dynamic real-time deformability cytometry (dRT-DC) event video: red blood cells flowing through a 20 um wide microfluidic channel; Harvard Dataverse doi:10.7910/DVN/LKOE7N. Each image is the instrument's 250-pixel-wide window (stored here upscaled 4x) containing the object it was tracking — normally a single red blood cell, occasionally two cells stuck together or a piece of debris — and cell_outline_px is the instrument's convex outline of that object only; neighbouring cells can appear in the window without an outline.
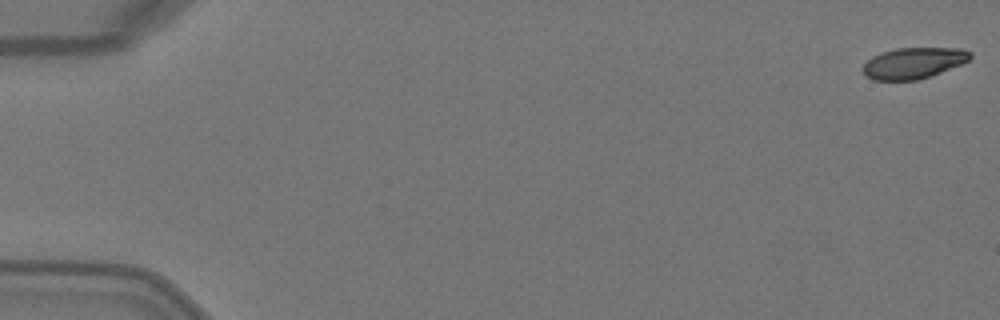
{"species": "Egyptian fruit bat (a non-hibernating species)", "species_latin": "Rousettus aegyptiacus", "temperature_condition": "warm", "stored_images_in_passage": 5, "camera_frame_rate_fps": 3000, "um_per_image_px": 0.085, "animal": {"sex": "female"}, "frame": {"image": 1, "passage_image": 1, "time_ms": 0.0, "image_size_px": [1000, 320], "cell_outline_px": [[972, 56], [968, 60], [960, 64], [940, 72], [916, 80], [872, 80], [864, 72], [864, 64], [872, 56], [880, 52], [896, 48], [960, 48], [972, 52]], "centroid_in_image_um": [77.64, 5.34], "position_along_channel_um": 7.4, "area_um2": 19.19}}
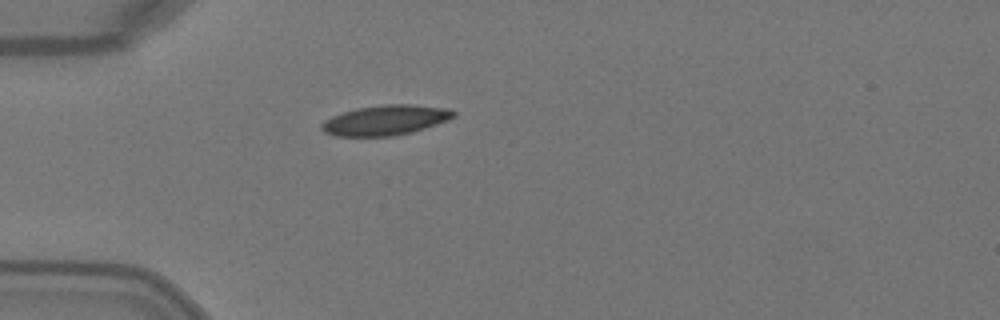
{"frame": {"image": 2, "passage_image": 5, "time_ms": 1.333, "image_size_px": [1000, 320], "cell_outline_px": [[456, 116], [448, 120], [412, 132], [392, 136], [336, 136], [324, 132], [320, 128], [320, 124], [324, 120], [332, 116], [356, 108], [384, 104], [408, 104], [448, 108], [456, 112]], "centroid_in_image_um": [32.75, 10.21], "position_along_channel_um": 52.2, "area_um2": 23.12}}